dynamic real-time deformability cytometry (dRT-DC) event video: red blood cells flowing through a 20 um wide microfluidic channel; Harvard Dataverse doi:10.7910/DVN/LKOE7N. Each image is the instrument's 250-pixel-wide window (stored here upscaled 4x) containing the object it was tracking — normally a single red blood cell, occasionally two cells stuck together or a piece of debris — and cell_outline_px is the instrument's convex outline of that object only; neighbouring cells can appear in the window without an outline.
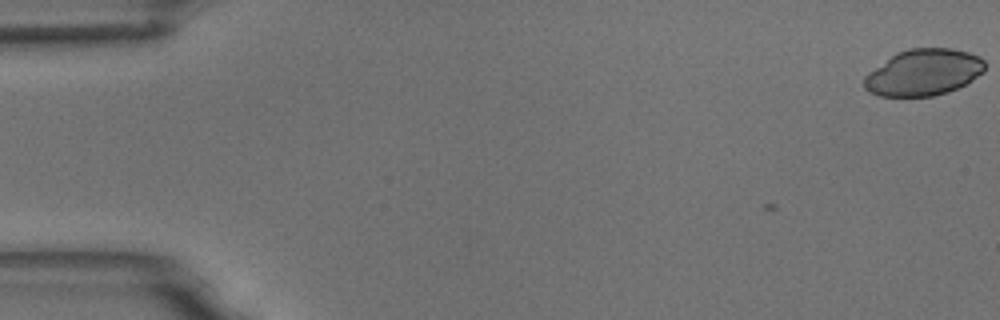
{"species": "common noctule bat (a hibernating species)", "species_latin": "Nyctalus noctula", "temperature_condition": "room temperature", "stored_images_in_passage": 4, "camera_frame_rate_fps": 3000, "um_per_image_px": 0.085, "animal": {"sex": "male", "body_mass_g": 18.8}, "frame": {"image": 1, "passage_image": 1, "time_ms": 0.0, "image_size_px": [1000, 320], "cell_outline_px": [[984, 72], [972, 80], [948, 92], [932, 96], [880, 96], [868, 92], [864, 88], [864, 76], [868, 72], [896, 52], [908, 48], [952, 48], [968, 52], [980, 56], [984, 60]], "centroid_in_image_um": [78.48, 6.15], "position_along_channel_um": 6.5, "area_um2": 32.77}}